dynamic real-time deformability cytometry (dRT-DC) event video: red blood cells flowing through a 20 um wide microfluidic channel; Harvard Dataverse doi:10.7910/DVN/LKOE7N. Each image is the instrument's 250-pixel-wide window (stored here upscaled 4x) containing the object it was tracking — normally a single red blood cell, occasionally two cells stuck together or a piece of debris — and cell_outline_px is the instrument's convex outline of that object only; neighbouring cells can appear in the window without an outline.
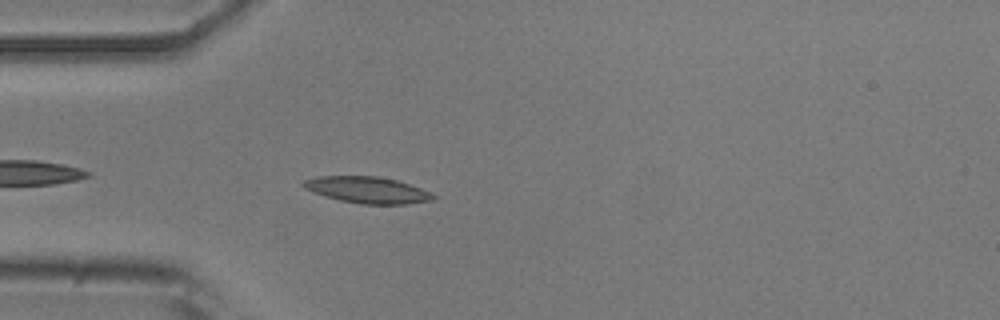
{"species": "common noctule bat (a hibernating species)", "species_latin": "Nyctalus noctula", "temperature_condition": "room temperature", "stored_images_in_passage": 41, "camera_frame_rate_fps": 3000, "um_per_image_px": 0.085, "animal": {"sex": "male", "body_mass_g": 20.5, "forearm_length_mm": 52.5}, "frame": {"image": 1, "passage_image": 3, "time_ms": 0.667, "image_size_px": [1000, 320], "cell_outline_px": [[436, 196], [432, 200], [408, 204], [360, 204], [340, 200], [324, 196], [312, 192], [304, 188], [300, 184], [304, 180], [320, 176], [376, 176], [396, 180], [420, 188]], "centroid_in_image_um": [31.18, 16.15], "position_along_channel_um": 53.8, "area_um2": 19.88}}
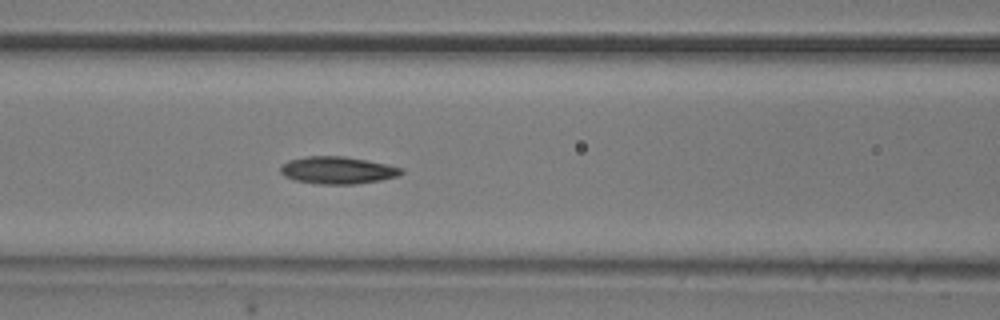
{"frame": {"image": 2, "passage_image": 10, "time_ms": 3.0, "image_size_px": [1000, 320], "cell_outline_px": [[404, 172], [396, 176], [380, 180], [356, 184], [316, 184], [296, 180], [284, 176], [280, 172], [280, 168], [288, 160], [308, 156], [344, 156], [388, 164], [404, 168]], "centroid_in_image_um": [28.7, 14.47], "position_along_channel_um": 137.9, "area_um2": 19.19}}
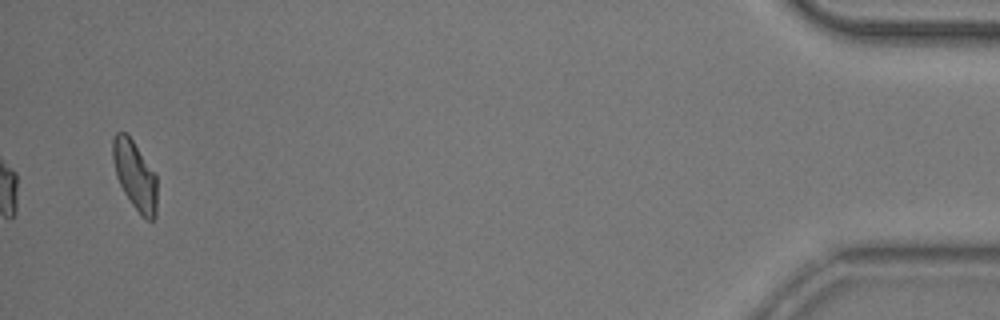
{"frame": {"image": 3, "passage_image": 39, "time_ms": 12.667, "image_size_px": [1000, 320], "cell_outline_px": [[156, 216], [152, 220], [148, 220], [140, 216], [124, 192], [116, 176], [112, 160], [112, 140], [116, 132], [124, 132], [132, 140], [156, 176]], "centroid_in_image_um": [11.44, 14.93], "position_along_channel_um": 423.8, "area_um2": 17.51}, "authors_computed_cell_mechanics": {"area_um2": 18.2648, "velocity_mm_per_s": 3.8375, "shape_relaxation_time_tau1_ms": 6.1149, "shape_relaxation_time_tau2_ms": 5.0146, "deformation_change_tau1": 0.1613, "deformation_change_tau2": 0.1228}}